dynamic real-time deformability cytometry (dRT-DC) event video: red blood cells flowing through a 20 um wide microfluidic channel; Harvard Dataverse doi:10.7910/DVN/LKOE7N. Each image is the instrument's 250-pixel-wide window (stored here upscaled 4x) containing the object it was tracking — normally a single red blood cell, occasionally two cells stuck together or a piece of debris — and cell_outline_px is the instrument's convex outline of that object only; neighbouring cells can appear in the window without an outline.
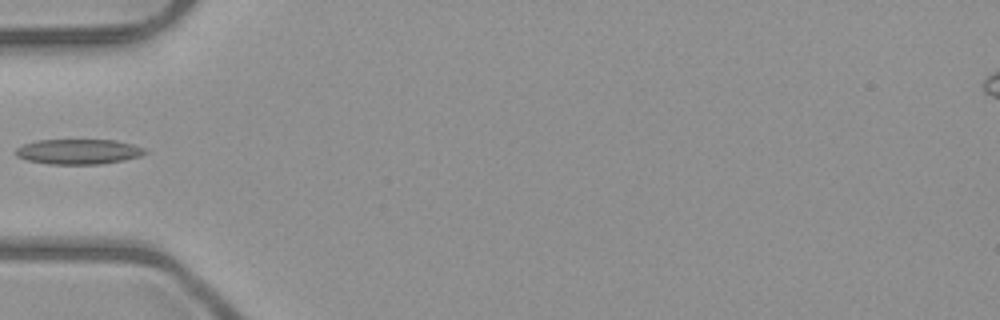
{"species": "common noctule bat (a hibernating species)", "species_latin": "Nyctalus noctula", "temperature_condition": "room temperature", "stored_images_in_passage": 7, "camera_frame_rate_fps": 3000, "um_per_image_px": 0.085, "animal": {"sex": "male", "body_mass_g": 23.1, "forearm_length_mm": 52.7}, "frame": {"image": 1, "passage_image": 6, "time_ms": 5.667, "image_size_px": [1000, 320], "cell_outline_px": [[148, 152], [140, 156], [124, 160], [100, 164], [48, 164], [28, 160], [16, 156], [16, 148], [24, 144], [36, 140], [116, 140], [132, 144], [144, 148]], "centroid_in_image_um": [6.68, 12.89], "position_along_channel_um": 78.3, "area_um2": 18.9}}
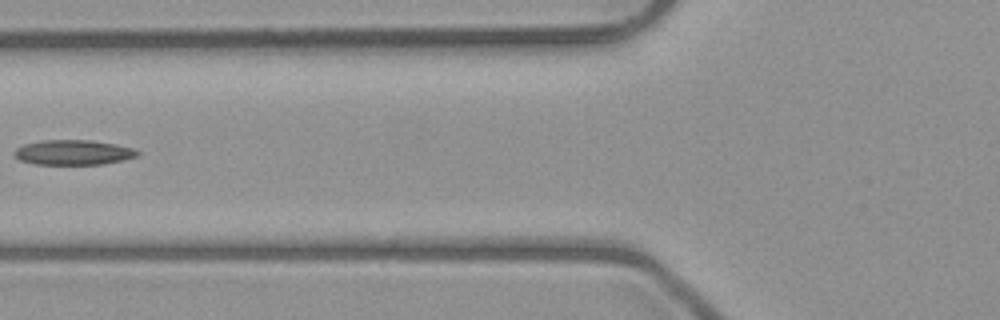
{"frame": {"image": 2, "passage_image": 7, "time_ms": 6.667, "image_size_px": [1000, 320], "cell_outline_px": [[140, 156], [124, 160], [104, 164], [32, 164], [20, 160], [12, 156], [12, 152], [16, 148], [24, 144], [44, 140], [88, 140], [116, 144], [132, 148], [140, 152]], "centroid_in_image_um": [6.22, 12.96], "position_along_channel_um": 119.6, "area_um2": 18.09}}